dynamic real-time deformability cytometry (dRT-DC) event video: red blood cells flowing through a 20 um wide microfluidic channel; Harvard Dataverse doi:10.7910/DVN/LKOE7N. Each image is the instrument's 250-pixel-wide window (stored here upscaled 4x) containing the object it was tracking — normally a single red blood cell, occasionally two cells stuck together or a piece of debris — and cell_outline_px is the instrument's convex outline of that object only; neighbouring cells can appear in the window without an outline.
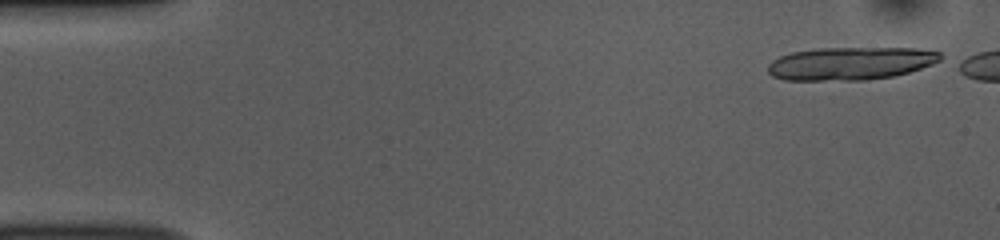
{"species": "common noctule bat (a hibernating species)", "species_latin": "Nyctalus noctula", "temperature_condition": "room temperature", "stored_images_in_passage": 5, "camera_frame_rate_fps": 3000, "um_per_image_px": 0.085, "animal": {"sex": "female", "body_mass_g": 10.0, "forearm_length_mm": 53.1}, "frame": {"image": 1, "passage_image": 1, "time_ms": 0.0, "image_size_px": [1000, 240], "cell_outline_px": [[944, 56], [940, 60], [932, 64], [908, 72], [892, 76], [864, 80], [784, 80], [772, 76], [768, 72], [768, 64], [772, 60], [780, 56], [792, 52], [816, 48], [920, 48], [940, 52]], "centroid_in_image_um": [72.28, 5.38], "position_along_channel_um": 12.7, "area_um2": 33.18}}